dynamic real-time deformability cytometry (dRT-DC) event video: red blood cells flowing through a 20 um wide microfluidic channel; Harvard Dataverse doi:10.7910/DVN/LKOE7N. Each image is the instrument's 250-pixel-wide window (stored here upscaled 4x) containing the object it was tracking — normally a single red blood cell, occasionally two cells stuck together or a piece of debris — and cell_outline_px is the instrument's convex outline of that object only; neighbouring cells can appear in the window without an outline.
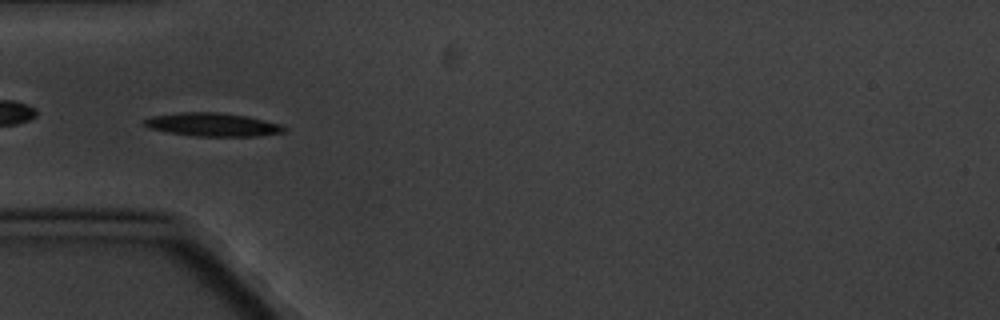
{"species": "common noctule bat (a hibernating species)", "species_latin": "Nyctalus noctula", "temperature_condition": "cold", "stored_images_in_passage": 10, "camera_frame_rate_fps": 3000, "um_per_image_px": 0.085, "animal": {"sex": "male", "body_mass_g": 20.1, "forearm_length_mm": 53.5}, "frame": {"image": 1, "passage_image": 6, "time_ms": 5.667, "image_size_px": [1000, 320], "cell_outline_px": [[288, 128], [284, 132], [260, 136], [192, 136], [168, 132], [148, 128], [144, 124], [144, 120], [152, 116], [184, 112], [220, 112], [248, 116], [280, 124]], "centroid_in_image_um": [18.1, 10.59], "position_along_channel_um": 66.9, "area_um2": 19.07}}